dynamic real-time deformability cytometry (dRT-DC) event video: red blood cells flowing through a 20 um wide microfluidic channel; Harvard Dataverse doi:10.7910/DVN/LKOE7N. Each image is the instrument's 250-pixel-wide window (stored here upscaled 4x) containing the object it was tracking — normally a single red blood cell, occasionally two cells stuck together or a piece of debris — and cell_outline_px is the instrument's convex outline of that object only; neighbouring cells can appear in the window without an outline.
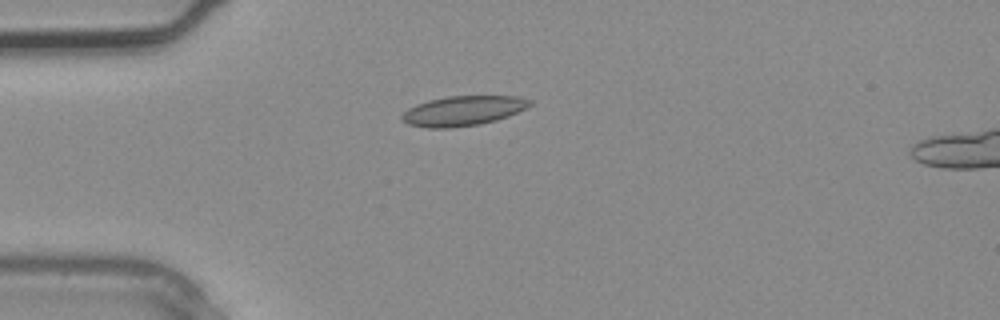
{"species": "common noctule bat (a hibernating species)", "species_latin": "Nyctalus noctula", "temperature_condition": "warm", "stored_images_in_passage": 3, "camera_frame_rate_fps": 3000, "um_per_image_px": 0.085, "animal": {"sex": "male", "body_mass_g": 20.4}, "frame": {"image": 1, "passage_image": 3, "time_ms": 0.667, "image_size_px": [1000, 320], "cell_outline_px": [[532, 104], [528, 108], [508, 116], [496, 120], [480, 124], [452, 128], [424, 128], [408, 124], [400, 116], [408, 108], [416, 104], [428, 100], [448, 96], [516, 96], [532, 100]], "centroid_in_image_um": [39.37, 9.42], "position_along_channel_um": 45.6, "area_um2": 22.37}}